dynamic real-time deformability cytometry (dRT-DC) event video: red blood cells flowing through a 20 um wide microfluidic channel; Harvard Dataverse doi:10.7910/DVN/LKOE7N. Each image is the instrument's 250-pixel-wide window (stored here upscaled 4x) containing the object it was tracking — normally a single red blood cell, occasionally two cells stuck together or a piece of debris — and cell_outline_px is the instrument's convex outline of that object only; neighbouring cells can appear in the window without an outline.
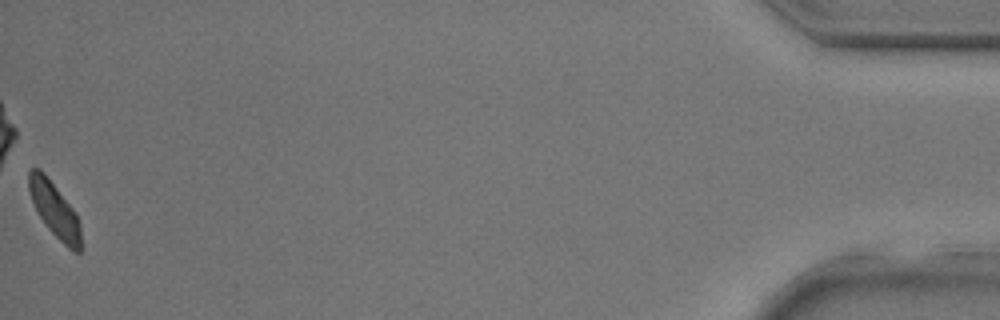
{"species": "common noctule bat (a hibernating species)", "species_latin": "Nyctalus noctula", "temperature_condition": "room temperature", "stored_images_in_passage": 28, "camera_frame_rate_fps": 3000, "um_per_image_px": 0.085, "animal": {"sex": "male", "body_mass_g": 17.9, "forearm_length_mm": 54.2}, "frame": {"image": 1, "passage_image": 28, "time_ms": 9.0, "image_size_px": [1000, 320], "cell_outline_px": [[84, 248], [80, 252], [76, 252], [68, 248], [44, 224], [32, 200], [28, 188], [28, 172], [32, 168], [40, 168], [44, 172], [76, 212], [80, 224]], "centroid_in_image_um": [4.69, 17.86], "position_along_channel_um": 430.5, "area_um2": 16.82}}